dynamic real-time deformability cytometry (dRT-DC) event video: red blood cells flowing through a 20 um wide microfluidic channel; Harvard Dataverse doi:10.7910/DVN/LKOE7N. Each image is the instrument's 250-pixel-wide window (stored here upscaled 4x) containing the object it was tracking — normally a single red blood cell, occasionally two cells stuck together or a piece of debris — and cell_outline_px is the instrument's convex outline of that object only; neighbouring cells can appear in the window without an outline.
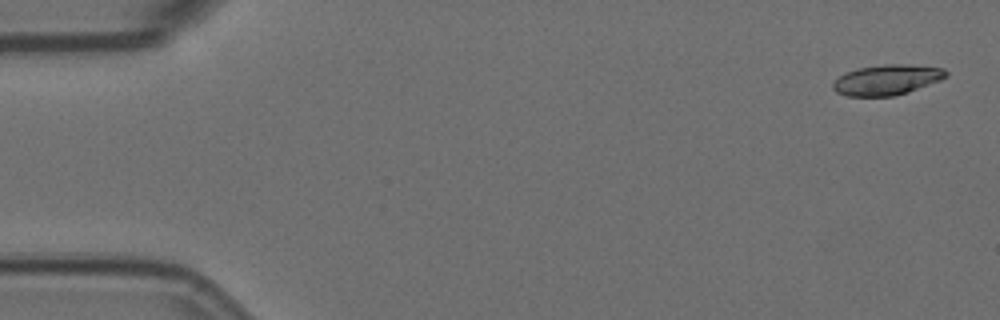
{"species": "Egyptian fruit bat (a non-hibernating species)", "species_latin": "Rousettus aegyptiacus", "temperature_condition": "room temperature", "stored_images_in_passage": 5, "camera_frame_rate_fps": 3000, "um_per_image_px": 0.085, "animal": {"sex": "female"}, "frame": {"image": 1, "passage_image": 1, "time_ms": 0.0, "image_size_px": [1000, 320], "cell_outline_px": [[948, 76], [940, 80], [908, 92], [892, 96], [848, 96], [836, 92], [832, 88], [832, 84], [840, 76], [856, 68], [884, 64], [908, 64], [944, 68], [948, 72]], "centroid_in_image_um": [75.4, 6.78], "position_along_channel_um": 9.6, "area_um2": 19.94}}
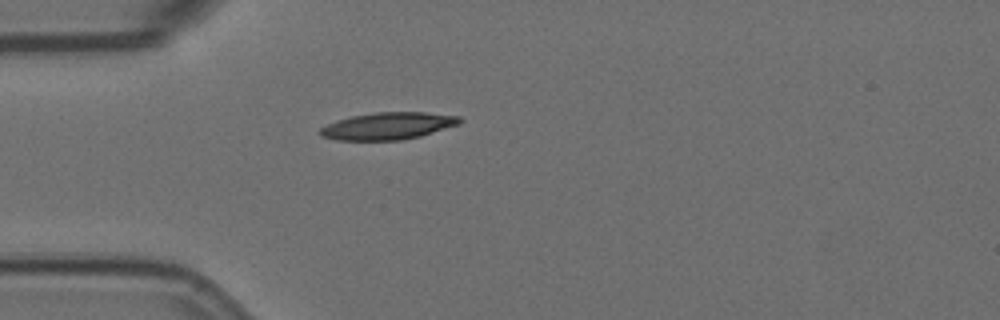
{"frame": {"image": 2, "passage_image": 5, "time_ms": 1.333, "image_size_px": [1000, 320], "cell_outline_px": [[464, 120], [460, 124], [420, 136], [400, 140], [336, 140], [320, 136], [316, 132], [320, 128], [336, 120], [352, 116], [376, 112], [424, 112], [460, 116]], "centroid_in_image_um": [32.97, 10.7], "position_along_channel_um": 52.0, "area_um2": 22.2}}